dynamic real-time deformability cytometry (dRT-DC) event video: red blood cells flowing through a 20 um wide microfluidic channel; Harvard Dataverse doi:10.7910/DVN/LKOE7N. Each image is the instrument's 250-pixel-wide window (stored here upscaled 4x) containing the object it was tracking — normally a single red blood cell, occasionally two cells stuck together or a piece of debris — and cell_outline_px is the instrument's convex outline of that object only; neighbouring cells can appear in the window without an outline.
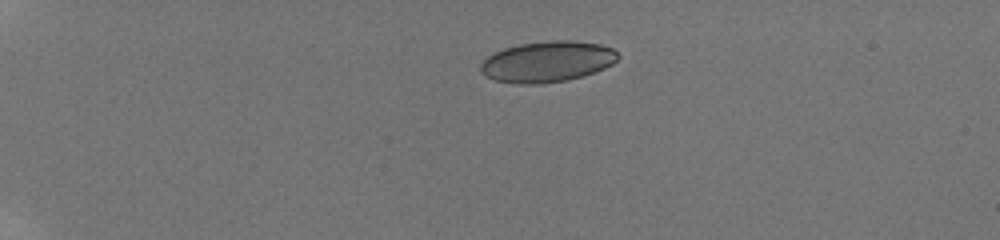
{"species": "human", "species_latin": "Homo sapiens", "temperature_condition": "room temperature", "stored_images_in_passage": 13, "camera_frame_rate_fps": 3000, "um_per_image_px": 0.085, "donor": {"sex": "male"}, "frame": {"image": 1, "passage_image": 1, "time_ms": 0.0, "image_size_px": [1000, 240], "cell_outline_px": [[620, 56], [612, 64], [604, 68], [568, 80], [540, 84], [516, 84], [496, 80], [484, 76], [480, 72], [480, 64], [488, 56], [504, 48], [520, 44], [548, 40], [572, 40], [600, 44], [612, 48]], "centroid_in_image_um": [46.5, 5.24], "position_along_channel_um": 38.5, "area_um2": 32.71}}